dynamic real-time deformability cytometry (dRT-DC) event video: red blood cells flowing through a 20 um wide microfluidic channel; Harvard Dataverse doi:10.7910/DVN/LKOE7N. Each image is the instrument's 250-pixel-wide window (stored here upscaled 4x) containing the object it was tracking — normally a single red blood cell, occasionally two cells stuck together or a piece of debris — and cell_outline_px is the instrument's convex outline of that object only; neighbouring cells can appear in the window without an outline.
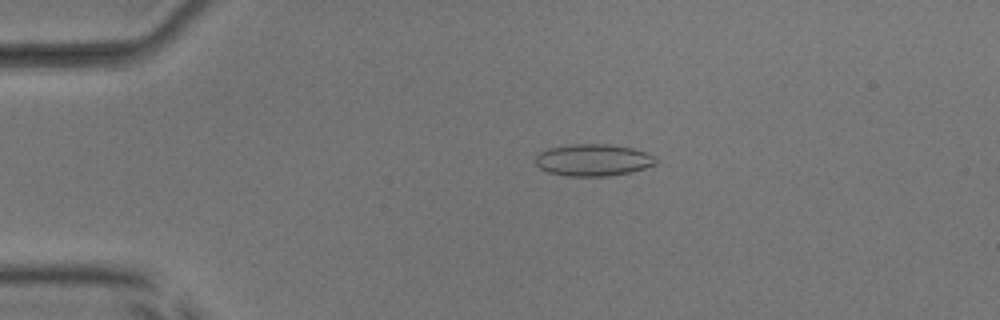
{"species": "common noctule bat (a hibernating species)", "species_latin": "Nyctalus noctula", "temperature_condition": "room temperature", "stored_images_in_passage": 51, "camera_frame_rate_fps": 3000, "um_per_image_px": 0.085, "animal": {"sex": "male", "body_mass_g": 17.9, "forearm_length_mm": 54.2}, "frame": {"image": 1, "passage_image": 11, "time_ms": 3.333, "image_size_px": [1000, 320], "cell_outline_px": [[660, 160], [656, 164], [644, 168], [628, 172], [608, 176], [568, 176], [548, 172], [540, 168], [536, 164], [536, 156], [540, 152], [548, 148], [572, 144], [608, 144], [632, 148], [644, 152]], "centroid_in_image_um": [50.41, 13.6], "position_along_channel_um": 34.6, "area_um2": 22.25}}
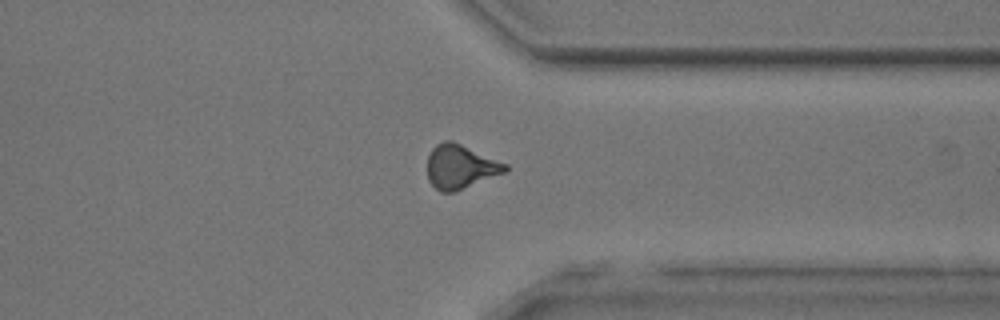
{"frame": {"image": 2, "passage_image": 40, "time_ms": 13.0, "image_size_px": [1000, 320], "cell_outline_px": [[508, 172], [452, 192], [440, 192], [428, 180], [428, 156], [432, 148], [436, 144], [444, 140], [452, 140], [508, 164]], "centroid_in_image_um": [39.15, 14.16], "position_along_channel_um": 372.3, "area_um2": 20.0}}
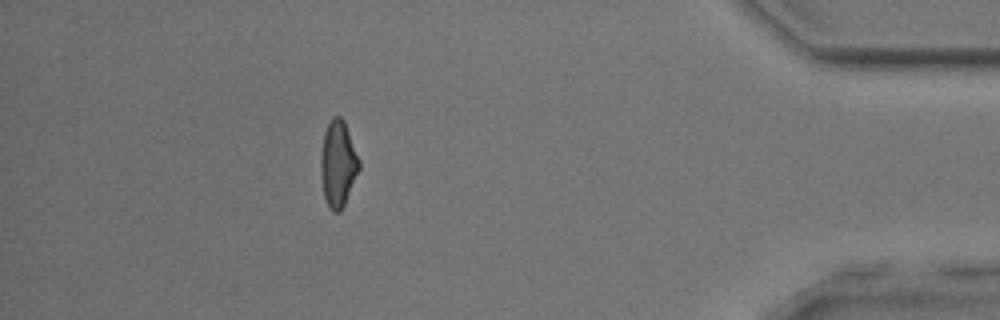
{"frame": {"image": 3, "passage_image": 46, "time_ms": 15.0, "image_size_px": [1000, 320], "cell_outline_px": [[360, 168], [344, 204], [340, 212], [332, 212], [328, 208], [324, 196], [320, 176], [320, 152], [324, 132], [332, 116], [340, 116], [344, 120], [360, 160]], "centroid_in_image_um": [28.71, 13.92], "position_along_channel_um": 406.5, "area_um2": 19.48}, "authors_computed_cell_mechanics": {"area_um2": 19.8832, "velocity_mm_per_s": 4.0013, "shape_relaxation_time_tau1_ms": null, "shape_relaxation_time_tau2_ms": 1.6407, "deformation_change_tau1": null, "deformation_change_tau2": 0.0803}}